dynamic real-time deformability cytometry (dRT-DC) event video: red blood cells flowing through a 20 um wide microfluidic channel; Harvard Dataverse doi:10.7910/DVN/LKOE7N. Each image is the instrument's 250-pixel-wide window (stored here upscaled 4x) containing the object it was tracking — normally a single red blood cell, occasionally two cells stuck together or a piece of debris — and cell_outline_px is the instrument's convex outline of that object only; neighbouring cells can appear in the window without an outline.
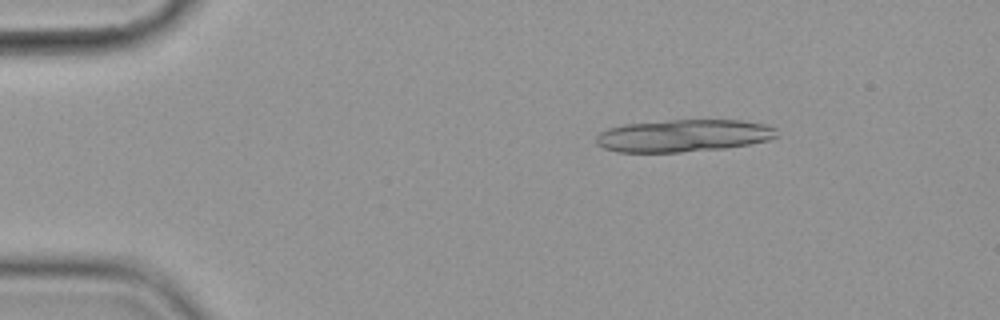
{"species": "common noctule bat (a hibernating species)", "species_latin": "Nyctalus noctula", "temperature_condition": "cold", "stored_images_in_passage": 3, "camera_frame_rate_fps": 3000, "um_per_image_px": 0.085, "animal": {"sex": "female", "body_mass_g": 19.9}, "frame": {"image": 1, "passage_image": 1, "time_ms": 0.0, "image_size_px": [1000, 320], "cell_outline_px": [[776, 136], [768, 140], [748, 144], [724, 148], [680, 152], [616, 152], [604, 148], [596, 144], [596, 136], [600, 132], [608, 128], [624, 124], [668, 120], [744, 120], [768, 124], [776, 128]], "centroid_in_image_um": [58.08, 11.52], "position_along_channel_um": 26.9, "area_um2": 34.16}}